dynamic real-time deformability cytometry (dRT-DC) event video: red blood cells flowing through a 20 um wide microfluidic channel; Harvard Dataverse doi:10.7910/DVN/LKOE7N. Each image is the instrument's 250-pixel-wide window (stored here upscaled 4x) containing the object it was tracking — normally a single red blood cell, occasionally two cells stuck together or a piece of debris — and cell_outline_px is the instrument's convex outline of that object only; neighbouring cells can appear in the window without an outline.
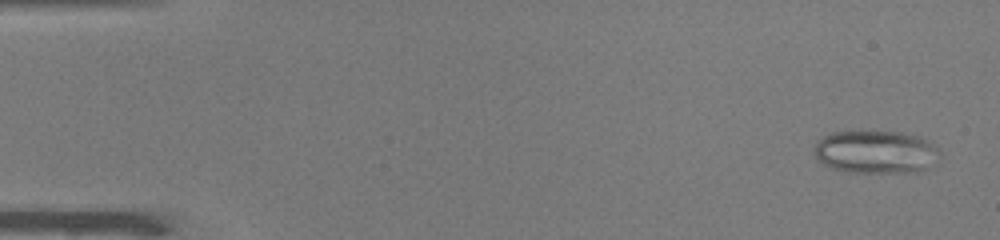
{"species": "common noctule bat (a hibernating species)", "species_latin": "Nyctalus noctula", "temperature_condition": "warm", "stored_images_in_passage": 51, "camera_frame_rate_fps": 3000, "um_per_image_px": 0.085, "animal": {"sex": "male", "body_mass_g": 19.0, "forearm_length_mm": 50.8}, "frame": {"image": 1, "passage_image": 3, "time_ms": 0.667, "image_size_px": [1000, 240], "cell_outline_px": [[940, 152], [920, 172], [848, 172], [832, 168], [816, 160], [816, 144], [824, 136], [832, 132], [900, 132], [916, 136], [924, 140], [936, 148]], "centroid_in_image_um": [74.37, 12.92], "position_along_channel_um": 10.6, "area_um2": 30.52}}
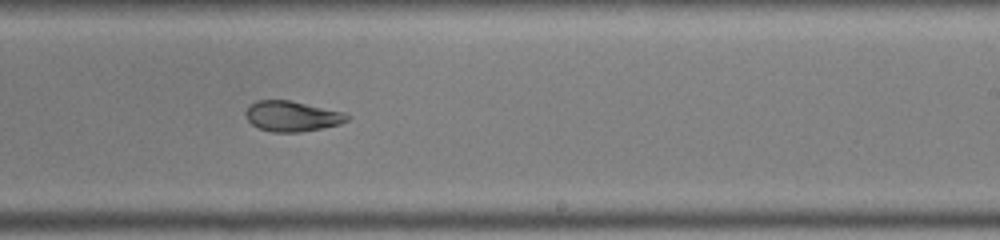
{"frame": {"image": 2, "passage_image": 32, "time_ms": 10.333, "image_size_px": [1000, 240], "cell_outline_px": [[352, 116], [348, 120], [340, 124], [324, 128], [300, 132], [272, 132], [260, 128], [252, 124], [248, 120], [244, 112], [248, 104], [256, 100], [288, 100], [344, 112]], "centroid_in_image_um": [24.82, 9.87], "position_along_channel_um": 264.2, "area_um2": 18.09}}
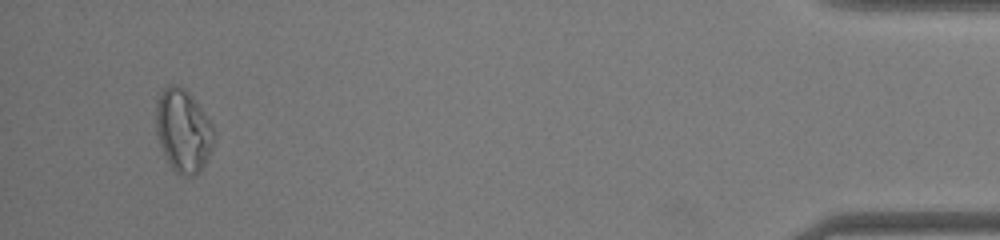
{"frame": {"image": 3, "passage_image": 49, "time_ms": 16.0, "image_size_px": [1000, 240], "cell_outline_px": [[216, 136], [212, 148], [200, 172], [196, 176], [180, 176], [172, 168], [160, 144], [156, 132], [156, 100], [160, 92], [168, 84], [180, 84], [192, 96], [204, 112], [212, 124]], "centroid_in_image_um": [15.58, 11.09], "position_along_channel_um": 419.6, "area_um2": 28.26}, "authors_computed_cell_mechanics": {"area_um2": 23.7558, "velocity_mm_per_s": 3.9953, "shape_relaxation_time_tau1_ms": null, "shape_relaxation_time_tau2_ms": 1.736, "deformation_change_tau1": null, "deformation_change_tau2": 0.0798}}